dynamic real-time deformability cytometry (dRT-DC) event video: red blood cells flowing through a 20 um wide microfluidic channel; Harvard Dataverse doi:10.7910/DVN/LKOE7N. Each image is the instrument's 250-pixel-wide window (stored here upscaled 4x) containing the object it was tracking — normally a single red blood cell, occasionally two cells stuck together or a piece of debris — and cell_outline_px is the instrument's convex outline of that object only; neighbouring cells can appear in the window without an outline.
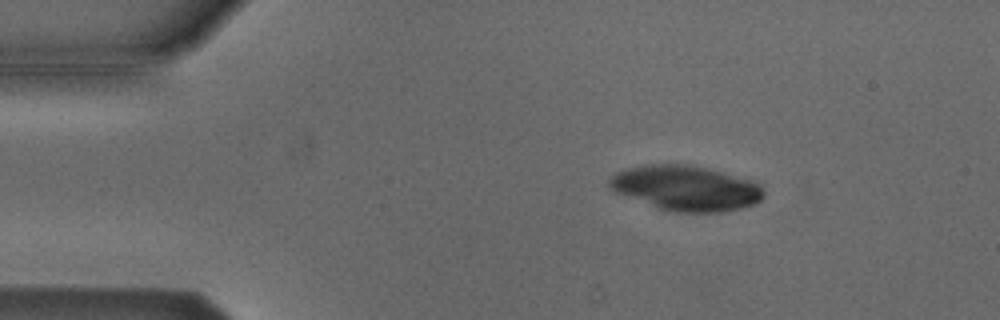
{"species": "Egyptian fruit bat (a non-hibernating species)", "species_latin": "Rousettus aegyptiacus", "temperature_condition": "cold", "stored_images_in_passage": 3, "camera_frame_rate_fps": 3000, "um_per_image_px": 0.085, "animal": {"sex": "male"}, "frame": {"image": 1, "passage_image": 2, "time_ms": 0.333, "image_size_px": [1000, 320], "cell_outline_px": [[764, 196], [756, 204], [740, 208], [720, 212], [676, 212], [660, 208], [616, 192], [608, 188], [608, 180], [616, 172], [624, 168], [644, 164], [688, 164], [744, 176], [756, 180], [764, 188]], "centroid_in_image_um": [58.36, 15.96], "position_along_channel_um": 26.6, "area_um2": 40.98}}